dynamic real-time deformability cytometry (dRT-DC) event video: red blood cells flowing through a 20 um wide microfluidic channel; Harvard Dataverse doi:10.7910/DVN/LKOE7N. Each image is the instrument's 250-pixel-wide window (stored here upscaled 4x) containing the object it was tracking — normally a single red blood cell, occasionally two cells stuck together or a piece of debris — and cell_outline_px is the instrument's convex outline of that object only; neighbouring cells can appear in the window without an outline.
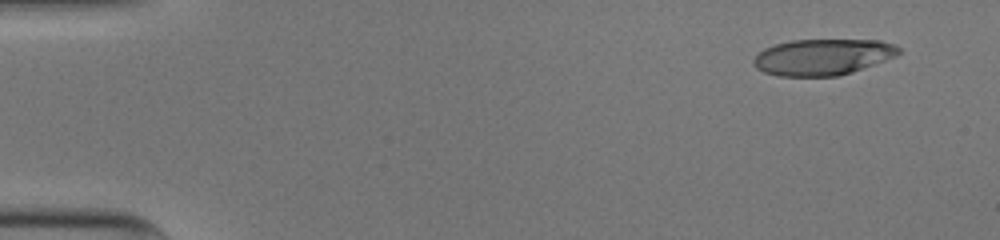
{"species": "human", "species_latin": "Homo sapiens", "temperature_condition": "cold", "stored_images_in_passage": 43, "camera_frame_rate_fps": 3000, "um_per_image_px": 0.085, "donor": {"sex": "male"}, "frame": {"image": 1, "passage_image": 1, "time_ms": 0.0, "image_size_px": [1000, 240], "cell_outline_px": [[900, 52], [896, 56], [852, 72], [836, 76], [776, 76], [764, 72], [756, 68], [752, 64], [752, 60], [764, 48], [776, 44], [792, 40], [880, 40], [892, 44], [900, 48]], "centroid_in_image_um": [69.9, 4.85], "position_along_channel_um": 15.1, "area_um2": 30.52}}
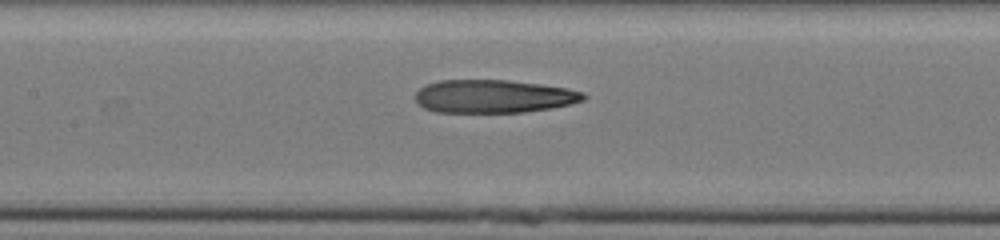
{"frame": {"image": 2, "passage_image": 22, "time_ms": 7.0, "image_size_px": [1000, 240], "cell_outline_px": [[588, 96], [584, 100], [572, 104], [552, 108], [524, 112], [436, 112], [424, 108], [416, 100], [416, 92], [420, 88], [428, 84], [440, 80], [508, 80], [540, 84], [568, 88], [584, 92]], "centroid_in_image_um": [42.01, 8.19], "position_along_channel_um": 165.4, "area_um2": 32.54}}
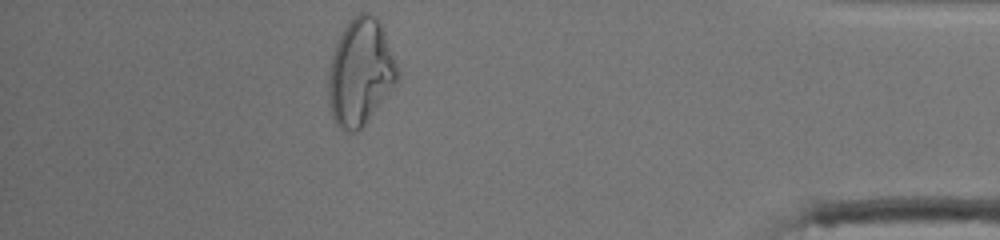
{"frame": {"image": 3, "passage_image": 43, "time_ms": 14.0, "image_size_px": [1000, 240], "cell_outline_px": [[400, 72], [396, 80], [364, 124], [356, 132], [348, 132], [340, 128], [336, 124], [332, 116], [328, 96], [328, 72], [332, 56], [340, 32], [352, 16], [360, 12], [368, 12], [376, 16], [380, 20]], "centroid_in_image_um": [30.6, 6.07], "position_along_channel_um": 404.6, "area_um2": 42.54}, "authors_computed_cell_mechanics": {"area_um2": 33.1194, "velocity_mm_per_s": 3.998, "shape_relaxation_time_tau1_ms": null, "shape_relaxation_time_tau2_ms": 3.1024, "deformation_change_tau1": null, "deformation_change_tau2": 0.1412}}